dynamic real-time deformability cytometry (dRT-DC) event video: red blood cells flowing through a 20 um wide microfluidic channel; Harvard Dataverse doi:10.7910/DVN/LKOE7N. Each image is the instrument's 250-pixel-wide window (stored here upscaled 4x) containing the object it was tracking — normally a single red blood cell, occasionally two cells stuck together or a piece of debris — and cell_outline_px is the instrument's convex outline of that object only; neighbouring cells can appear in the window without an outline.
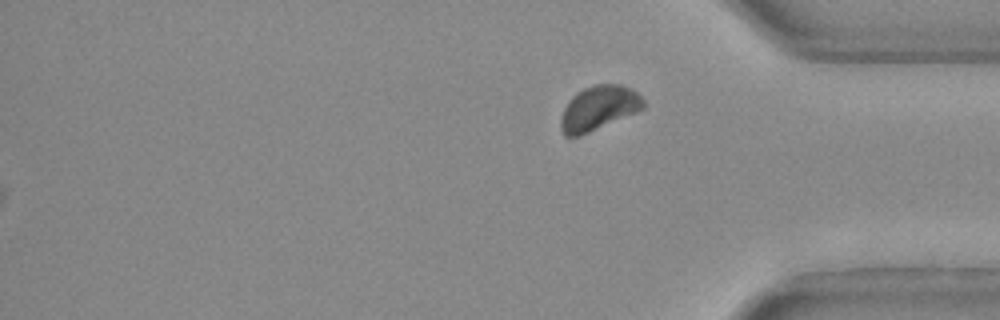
{"species": "Egyptian fruit bat (a non-hibernating species)", "species_latin": "Rousettus aegyptiacus", "temperature_condition": "warm", "stored_images_in_passage": 25, "segment_of_instrument_passage": [2, 2], "camera_frame_rate_fps": 3000, "um_per_image_px": 0.085, "animal": {"sex": "female"}, "frame": {"image": 1, "passage_image": 25, "time_ms": 8.0, "image_size_px": [1000, 320], "cell_outline_px": [[644, 108], [636, 112], [588, 132], [576, 136], [564, 136], [560, 128], [560, 120], [564, 108], [568, 100], [576, 92], [592, 84], [620, 84], [632, 88], [644, 100]], "centroid_in_image_um": [50.87, 9.16], "position_along_channel_um": 384.3, "area_um2": 21.27}}